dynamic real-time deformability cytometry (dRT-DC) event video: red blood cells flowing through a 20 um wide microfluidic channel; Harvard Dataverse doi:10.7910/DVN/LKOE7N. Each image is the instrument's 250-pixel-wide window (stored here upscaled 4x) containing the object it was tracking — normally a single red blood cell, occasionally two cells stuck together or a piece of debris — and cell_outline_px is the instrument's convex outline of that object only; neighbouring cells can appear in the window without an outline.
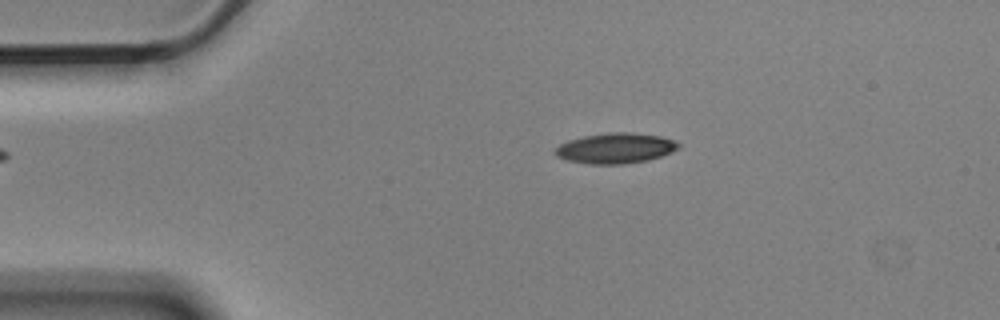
{"species": "Egyptian fruit bat (a non-hibernating species)", "species_latin": "Rousettus aegyptiacus", "temperature_condition": "cold", "stored_images_in_passage": 3, "camera_frame_rate_fps": 3000, "um_per_image_px": 0.085, "animal": {"sex": "male"}, "frame": {"image": 1, "passage_image": 2, "time_ms": 0.333, "image_size_px": [1000, 320], "cell_outline_px": [[680, 148], [672, 152], [648, 160], [624, 164], [592, 164], [568, 160], [556, 156], [552, 152], [560, 144], [568, 140], [584, 136], [608, 132], [632, 132], [660, 136], [672, 140], [680, 144]], "centroid_in_image_um": [52.31, 12.59], "position_along_channel_um": 32.7, "area_um2": 21.85}}